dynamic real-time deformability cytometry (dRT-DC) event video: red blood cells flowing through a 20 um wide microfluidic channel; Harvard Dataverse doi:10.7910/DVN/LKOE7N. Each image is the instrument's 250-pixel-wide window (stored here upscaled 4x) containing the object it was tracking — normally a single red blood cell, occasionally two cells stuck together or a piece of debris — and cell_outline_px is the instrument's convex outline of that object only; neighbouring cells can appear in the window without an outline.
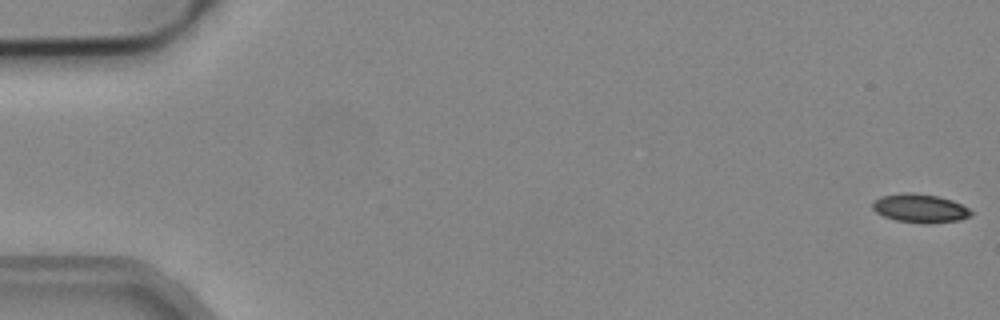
{"species": "common noctule bat (a hibernating species)", "species_latin": "Nyctalus noctula", "temperature_condition": "cold", "stored_images_in_passage": 5, "camera_frame_rate_fps": 3000, "um_per_image_px": 0.085, "animal": {"sex": "male", "body_mass_g": 19.2, "forearm_length_mm": 51.8}, "frame": {"image": 1, "passage_image": 1, "time_ms": 0.0, "image_size_px": [1000, 320], "cell_outline_px": [[972, 216], [960, 220], [896, 220], [884, 216], [876, 212], [872, 208], [872, 200], [880, 196], [900, 192], [912, 192], [936, 196], [952, 200], [968, 208], [972, 212]], "centroid_in_image_um": [78.13, 17.63], "position_along_channel_um": 6.9, "area_um2": 15.66}}
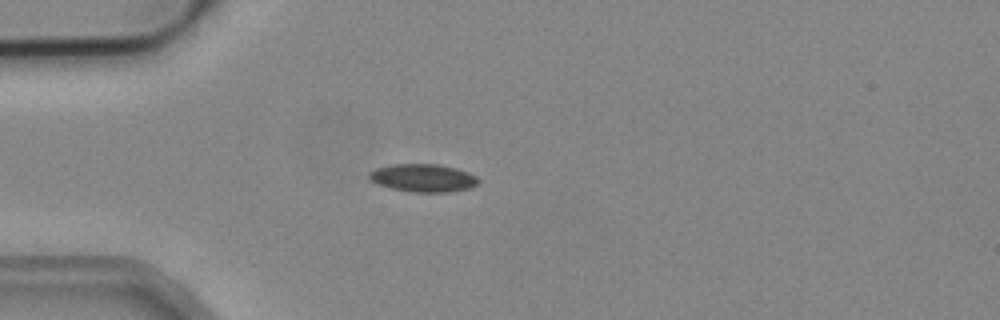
{"frame": {"image": 2, "passage_image": 5, "time_ms": 1.333, "image_size_px": [1000, 320], "cell_outline_px": [[480, 180], [476, 184], [468, 188], [448, 192], [416, 192], [392, 188], [376, 184], [368, 180], [368, 172], [376, 168], [392, 164], [440, 164], [456, 168], [468, 172], [476, 176]], "centroid_in_image_um": [35.92, 15.11], "position_along_channel_um": 49.1, "area_um2": 17.8}}